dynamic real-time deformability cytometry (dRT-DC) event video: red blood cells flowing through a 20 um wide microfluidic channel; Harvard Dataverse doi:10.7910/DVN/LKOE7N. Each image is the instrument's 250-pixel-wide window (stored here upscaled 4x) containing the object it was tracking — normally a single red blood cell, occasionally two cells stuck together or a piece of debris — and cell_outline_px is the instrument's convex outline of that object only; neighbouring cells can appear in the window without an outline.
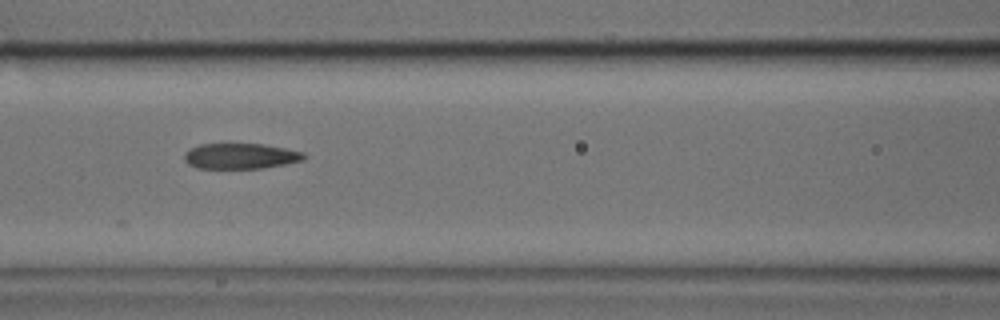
{"species": "common noctule bat (a hibernating species)", "species_latin": "Nyctalus noctula", "temperature_condition": "cold", "stored_images_in_passage": 34, "camera_frame_rate_fps": 3000, "um_per_image_px": 0.085, "animal": {"sex": "male", "body_mass_g": 17.9, "forearm_length_mm": 54.2}, "frame": {"image": 1, "passage_image": 6, "time_ms": 1.667, "image_size_px": [1000, 320], "cell_outline_px": [[308, 156], [304, 160], [264, 168], [196, 168], [188, 164], [184, 160], [184, 152], [188, 148], [200, 144], [264, 144], [304, 152]], "centroid_in_image_um": [20.43, 13.26], "position_along_channel_um": 146.2, "area_um2": 17.98}}